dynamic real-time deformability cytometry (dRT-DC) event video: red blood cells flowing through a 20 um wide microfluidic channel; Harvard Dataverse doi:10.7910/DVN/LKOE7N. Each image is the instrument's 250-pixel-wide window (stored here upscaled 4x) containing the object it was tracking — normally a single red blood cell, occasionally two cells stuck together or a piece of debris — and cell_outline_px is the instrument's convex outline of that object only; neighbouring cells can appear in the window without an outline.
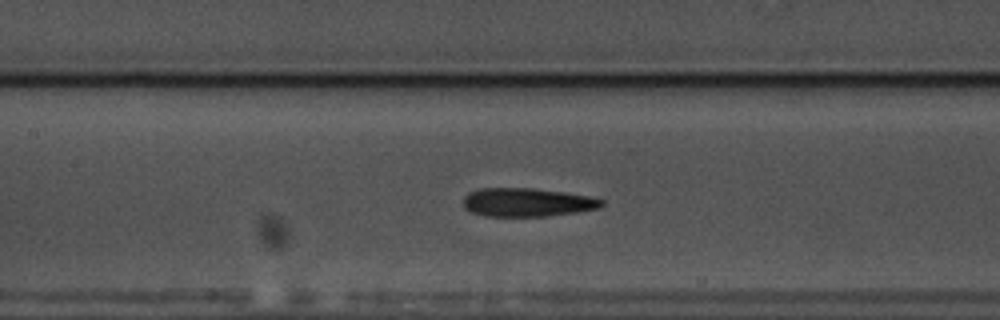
{"species": "common noctule bat (a hibernating species)", "species_latin": "Nyctalus noctula", "temperature_condition": "warm", "stored_images_in_passage": 42, "camera_frame_rate_fps": 3000, "um_per_image_px": 0.085, "animal": {"sex": "male", "body_mass_g": 17.5, "forearm_length_mm": 52.3}, "frame": {"image": 1, "passage_image": 11, "time_ms": 3.333, "image_size_px": [1000, 320], "cell_outline_px": [[604, 204], [600, 208], [576, 212], [548, 216], [484, 216], [468, 212], [464, 208], [464, 196], [468, 192], [480, 188], [532, 188], [564, 192], [588, 196], [604, 200]], "centroid_in_image_um": [44.77, 17.2], "position_along_channel_um": 162.6, "area_um2": 23.18}}
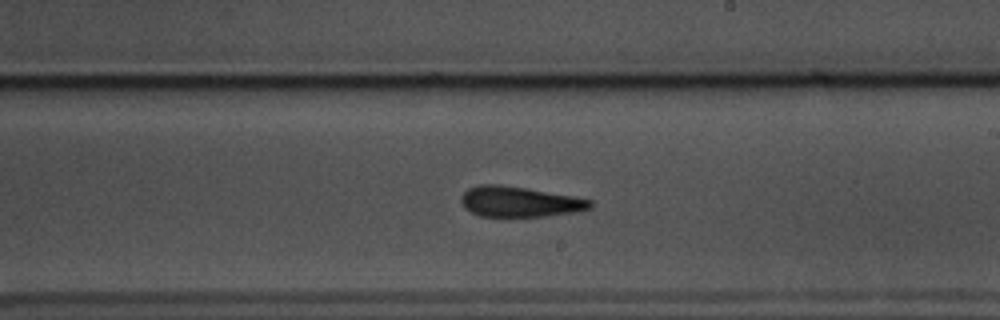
{"frame": {"image": 2, "passage_image": 18, "time_ms": 5.667, "image_size_px": [1000, 320], "cell_outline_px": [[592, 208], [580, 212], [544, 216], [480, 216], [464, 208], [460, 200], [460, 196], [468, 188], [480, 184], [496, 184], [524, 188], [572, 196], [592, 200]], "centroid_in_image_um": [44.16, 17.15], "position_along_channel_um": 244.8, "area_um2": 22.83}}
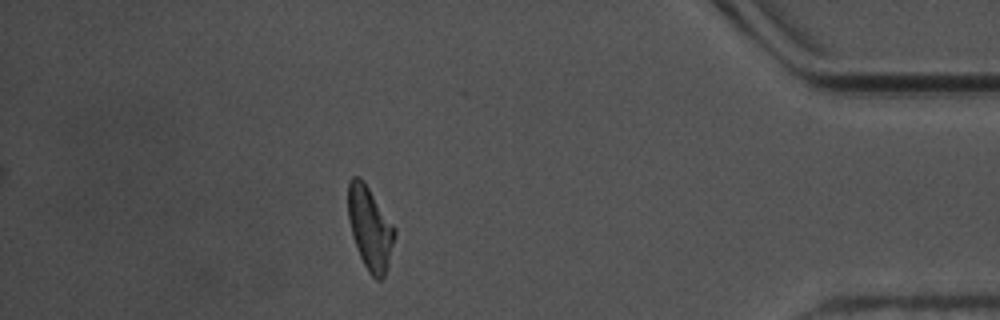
{"frame": {"image": 3, "passage_image": 35, "time_ms": 11.333, "image_size_px": [1000, 320], "cell_outline_px": [[396, 232], [388, 268], [384, 276], [380, 280], [376, 280], [368, 272], [356, 248], [352, 236], [348, 220], [348, 184], [352, 176], [360, 176], [364, 180], [396, 228]], "centroid_in_image_um": [31.45, 19.38], "position_along_channel_um": 403.7, "area_um2": 22.83}, "authors_computed_cell_mechanics": {"area_um2": 22.831, "velocity_mm_per_s": 3.5457, "shape_relaxation_time_tau1_ms": null, "shape_relaxation_time_tau2_ms": 4.9029, "deformation_change_tau1": null, "deformation_change_tau2": 0.1492}}